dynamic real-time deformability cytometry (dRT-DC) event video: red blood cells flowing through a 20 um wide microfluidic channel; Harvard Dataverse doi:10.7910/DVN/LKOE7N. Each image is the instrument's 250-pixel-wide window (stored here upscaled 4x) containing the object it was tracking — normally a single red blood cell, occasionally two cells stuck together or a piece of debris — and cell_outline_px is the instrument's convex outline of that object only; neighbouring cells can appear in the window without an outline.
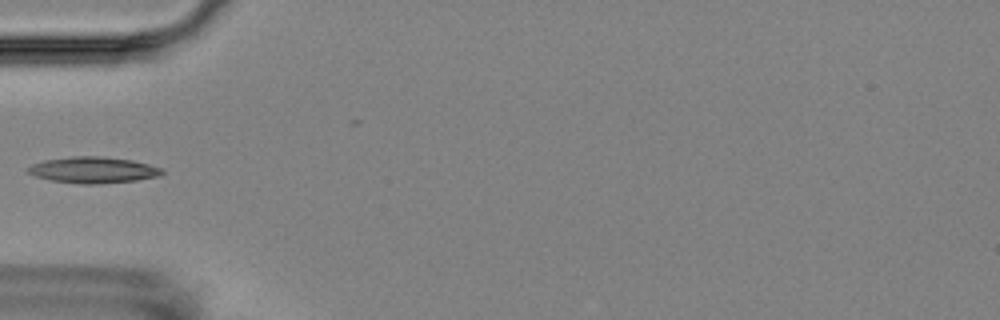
{"species": "Egyptian fruit bat (a non-hibernating species)", "species_latin": "Rousettus aegyptiacus", "temperature_condition": "room temperature", "stored_images_in_passage": 16, "camera_frame_rate_fps": 3000, "um_per_image_px": 0.085, "animal": {"sex": "female"}, "frame": {"image": 1, "passage_image": 5, "time_ms": 4.667, "image_size_px": [1000, 320], "cell_outline_px": [[164, 172], [160, 176], [136, 180], [96, 184], [80, 184], [52, 180], [36, 176], [28, 172], [24, 168], [32, 164], [44, 160], [72, 156], [100, 156], [132, 160], [164, 168]], "centroid_in_image_um": [7.93, 14.44], "position_along_channel_um": 77.1, "area_um2": 20.52}}
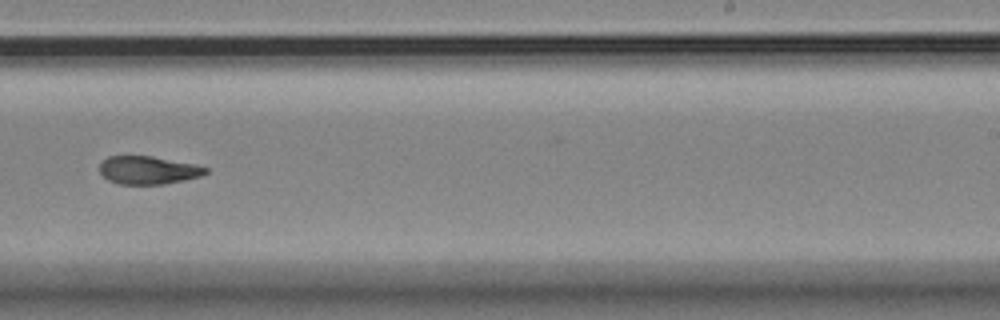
{"frame": {"image": 2, "passage_image": 10, "time_ms": 10.333, "image_size_px": [1000, 320], "cell_outline_px": [[208, 172], [200, 176], [184, 180], [164, 184], [120, 184], [108, 180], [100, 172], [100, 164], [108, 156], [152, 156], [196, 164], [208, 168]], "centroid_in_image_um": [12.61, 14.46], "position_along_channel_um": 276.4, "area_um2": 17.28}}
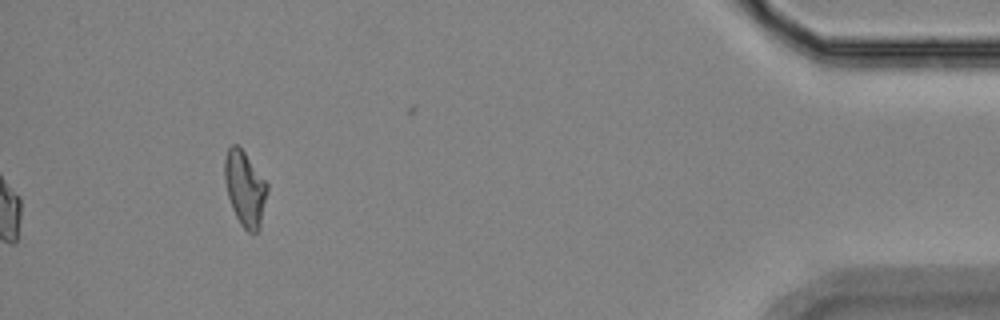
{"frame": {"image": 3, "passage_image": 15, "time_ms": 16.0, "image_size_px": [1000, 320], "cell_outline_px": [[268, 192], [260, 228], [256, 232], [248, 232], [240, 224], [232, 208], [228, 196], [224, 180], [224, 160], [228, 148], [232, 144], [236, 144], [244, 152], [268, 184]], "centroid_in_image_um": [20.82, 16.04], "position_along_channel_um": 414.4, "area_um2": 18.61}, "authors_computed_cell_mechanics": {"area_um2": 18.6116, "velocity_mm_per_s": 3.517, "shape_relaxation_time_tau1_ms": 6.8424, "shape_relaxation_time_tau2_ms": 3.1841, "deformation_change_tau1": 0.1516, "deformation_change_tau2": 0.098}}